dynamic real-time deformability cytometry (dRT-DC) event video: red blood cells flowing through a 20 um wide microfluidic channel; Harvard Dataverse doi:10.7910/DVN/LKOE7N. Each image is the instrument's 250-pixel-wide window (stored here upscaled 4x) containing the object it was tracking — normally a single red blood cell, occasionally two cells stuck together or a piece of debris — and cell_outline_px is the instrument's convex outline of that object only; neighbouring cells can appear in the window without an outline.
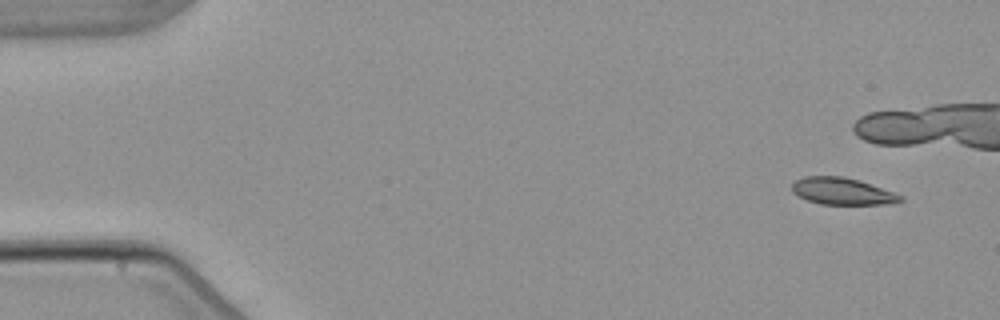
{"species": "common noctule bat (a hibernating species)", "species_latin": "Nyctalus noctula", "temperature_condition": "warm", "stored_images_in_passage": 5, "camera_frame_rate_fps": 3000, "um_per_image_px": 0.085, "animal": {"sex": "male", "body_mass_g": 21.5, "forearm_length_mm": 52.0}, "frame": {"image": 1, "passage_image": 1, "time_ms": 0.0, "image_size_px": [1000, 320], "cell_outline_px": [[904, 200], [884, 204], [820, 204], [808, 200], [792, 192], [792, 184], [796, 180], [804, 176], [844, 176], [860, 180], [904, 196]], "centroid_in_image_um": [71.59, 16.24], "position_along_channel_um": 13.4, "area_um2": 16.94}}